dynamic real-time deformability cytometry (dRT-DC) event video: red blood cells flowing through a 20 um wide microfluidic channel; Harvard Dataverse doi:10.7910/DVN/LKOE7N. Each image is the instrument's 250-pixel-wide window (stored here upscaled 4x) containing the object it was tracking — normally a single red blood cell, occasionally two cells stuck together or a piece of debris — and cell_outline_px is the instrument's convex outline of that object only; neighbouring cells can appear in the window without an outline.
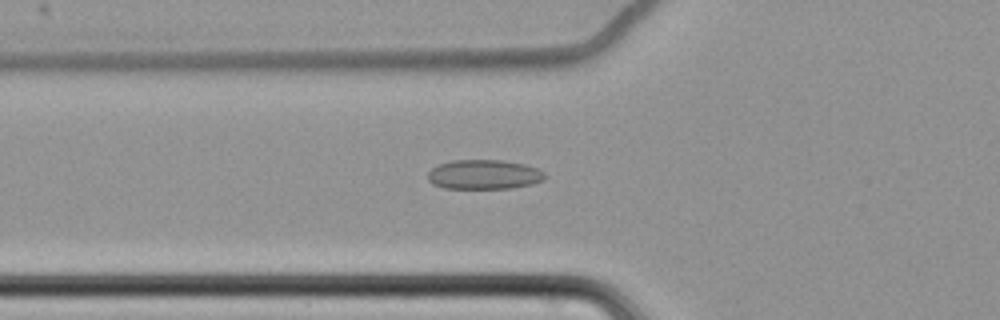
{"species": "common noctule bat (a hibernating species)", "species_latin": "Nyctalus noctula", "temperature_condition": "cold", "stored_images_in_passage": 49, "camera_frame_rate_fps": 3000, "um_per_image_px": 0.085, "animal": {"sex": "female", "body_mass_g": 22.7, "forearm_length_mm": 54.2}, "frame": {"image": 1, "passage_image": 11, "time_ms": 3.333, "image_size_px": [1000, 320], "cell_outline_px": [[544, 180], [532, 184], [512, 188], [444, 188], [432, 184], [428, 180], [428, 172], [432, 168], [440, 164], [452, 160], [500, 160], [524, 164], [536, 168], [544, 172]], "centroid_in_image_um": [41.12, 14.83], "position_along_channel_um": 84.7, "area_um2": 20.06}}
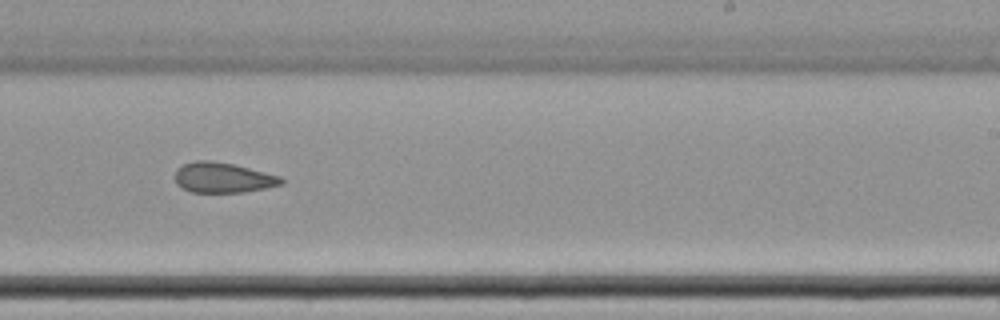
{"frame": {"image": 2, "passage_image": 27, "time_ms": 8.667, "image_size_px": [1000, 320], "cell_outline_px": [[284, 184], [244, 192], [192, 192], [176, 184], [176, 168], [184, 164], [196, 160], [212, 160], [232, 164], [280, 176], [284, 180]], "centroid_in_image_um": [18.94, 15.09], "position_along_channel_um": 270.1, "area_um2": 18.55}}
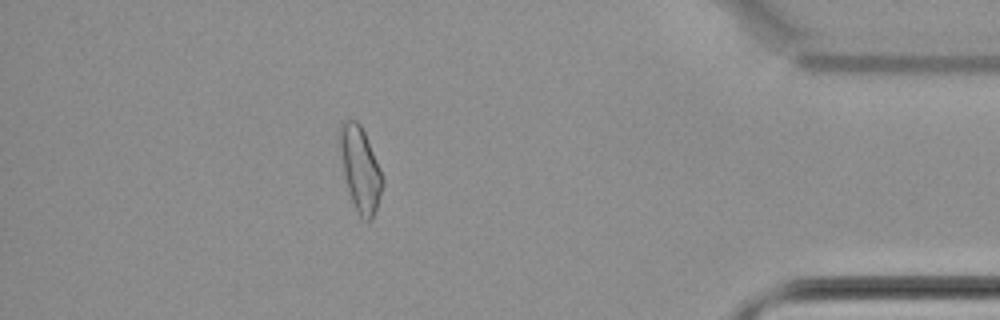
{"frame": {"image": 3, "passage_image": 42, "time_ms": 13.667, "image_size_px": [1000, 320], "cell_outline_px": [[384, 184], [372, 220], [368, 220], [360, 216], [352, 200], [344, 176], [336, 140], [340, 124], [344, 120], [356, 120], [360, 124], [364, 132], [380, 168], [384, 180]], "centroid_in_image_um": [30.58, 14.29], "position_along_channel_um": 404.6, "area_um2": 21.15}, "authors_computed_cell_mechanics": {"area_um2": 20.0566, "velocity_mm_per_s": 3.4848, "shape_relaxation_time_tau1_ms": null, "shape_relaxation_time_tau2_ms": 4.9573, "deformation_change_tau1": null, "deformation_change_tau2": 0.0951}}